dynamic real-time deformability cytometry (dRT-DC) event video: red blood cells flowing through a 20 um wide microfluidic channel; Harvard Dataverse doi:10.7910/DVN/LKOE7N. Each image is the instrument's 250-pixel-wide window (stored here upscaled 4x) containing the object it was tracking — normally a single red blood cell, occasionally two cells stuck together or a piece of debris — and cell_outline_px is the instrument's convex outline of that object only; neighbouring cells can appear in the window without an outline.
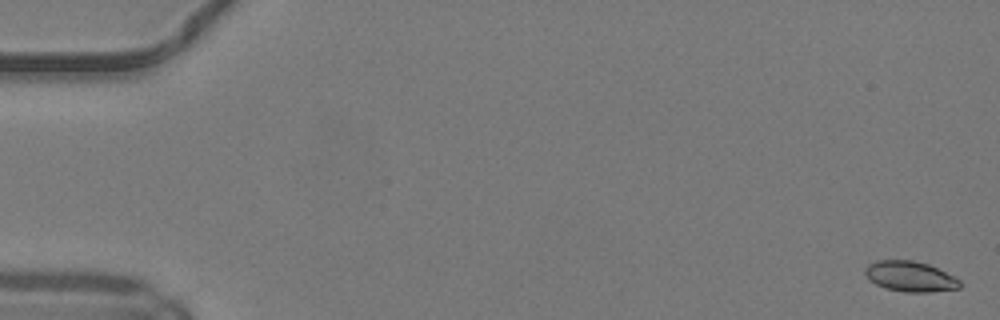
{"species": "common noctule bat (a hibernating species)", "species_latin": "Nyctalus noctula", "temperature_condition": "warm", "stored_images_in_passage": 50, "camera_frame_rate_fps": 3000, "um_per_image_px": 0.085, "animal": {"sex": "male", "body_mass_g": 19.2, "forearm_length_mm": 51.8}, "frame": {"image": 1, "passage_image": 1, "time_ms": 0.0, "image_size_px": [1000, 320], "cell_outline_px": [[960, 288], [932, 292], [904, 292], [884, 288], [868, 280], [864, 272], [864, 268], [868, 264], [876, 260], [912, 260], [928, 264], [960, 280]], "centroid_in_image_um": [77.31, 23.5], "position_along_channel_um": 7.7, "area_um2": 16.82}}
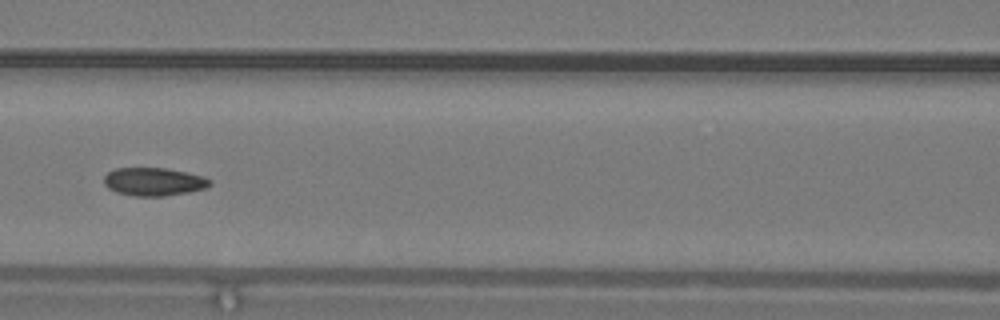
{"frame": {"image": 2, "passage_image": 23, "time_ms": 7.333, "image_size_px": [1000, 320], "cell_outline_px": [[212, 184], [204, 188], [188, 192], [164, 196], [136, 196], [116, 192], [108, 188], [104, 184], [104, 176], [108, 172], [116, 168], [164, 168], [204, 176], [212, 180]], "centroid_in_image_um": [13.06, 15.44], "position_along_channel_um": 153.5, "area_um2": 17.28}}
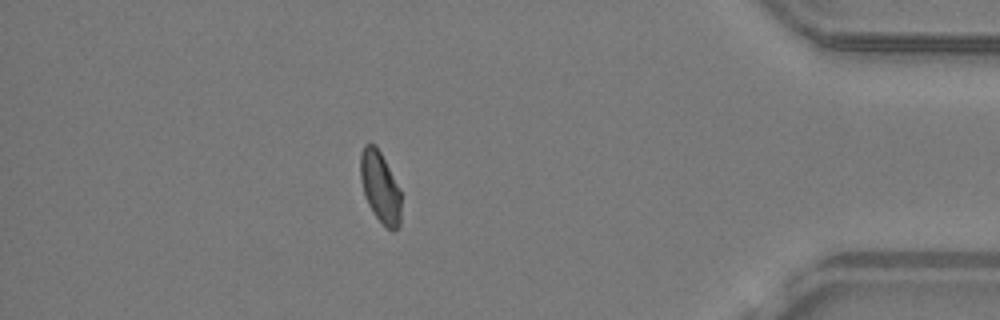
{"frame": {"image": 3, "passage_image": 44, "time_ms": 14.333, "image_size_px": [1000, 320], "cell_outline_px": [[400, 224], [392, 232], [372, 212], [364, 196], [360, 180], [360, 152], [364, 144], [376, 144], [400, 188]], "centroid_in_image_um": [32.29, 15.87], "position_along_channel_um": 402.9, "area_um2": 16.94}, "authors_computed_cell_mechanics": {"area_um2": 17.1955, "velocity_mm_per_s": 4.1697, "shape_relaxation_time_tau1_ms": null, "shape_relaxation_time_tau2_ms": 1.7098, "deformation_change_tau1": null, "deformation_change_tau2": 0.0557}}